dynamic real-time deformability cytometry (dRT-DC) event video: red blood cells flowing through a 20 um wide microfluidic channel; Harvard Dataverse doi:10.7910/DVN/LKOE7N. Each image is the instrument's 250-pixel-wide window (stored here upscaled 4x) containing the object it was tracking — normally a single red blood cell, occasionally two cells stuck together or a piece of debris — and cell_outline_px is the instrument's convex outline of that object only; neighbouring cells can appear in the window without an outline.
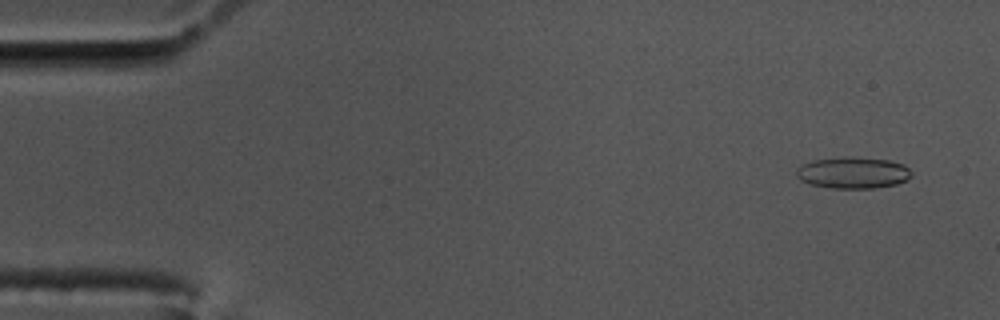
{"species": "common noctule bat (a hibernating species)", "species_latin": "Nyctalus noctula", "temperature_condition": "cold", "stored_images_in_passage": 58, "camera_frame_rate_fps": 3000, "um_per_image_px": 0.085, "animal": {"sex": "male", "body_mass_g": 17.5, "forearm_length_mm": 52.3}, "frame": {"image": 1, "passage_image": 4, "time_ms": 1.0, "image_size_px": [1000, 320], "cell_outline_px": [[912, 176], [896, 184], [872, 188], [828, 188], [812, 184], [800, 180], [796, 176], [796, 168], [812, 160], [852, 156], [888, 160], [904, 164], [912, 172]], "centroid_in_image_um": [72.49, 14.67], "position_along_channel_um": 12.5, "area_um2": 21.1}}
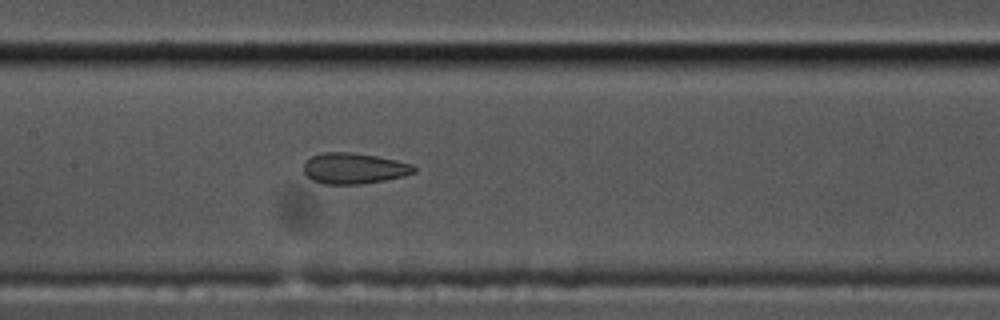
{"frame": {"image": 2, "passage_image": 28, "time_ms": 9.0, "image_size_px": [1000, 320], "cell_outline_px": [[416, 172], [404, 176], [384, 180], [360, 184], [324, 184], [312, 180], [304, 172], [304, 160], [312, 156], [324, 152], [348, 152], [376, 156], [396, 160], [412, 164], [416, 168]], "centroid_in_image_um": [30.08, 14.31], "position_along_channel_um": 177.3, "area_um2": 19.83}}
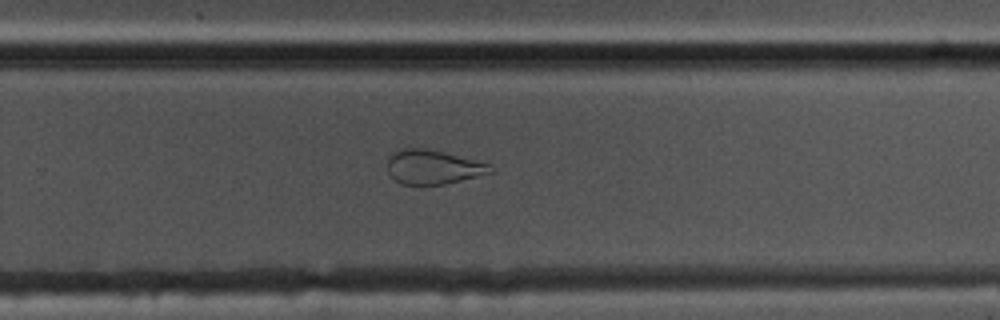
{"frame": {"image": 3, "passage_image": 38, "time_ms": 12.333, "image_size_px": [1000, 320], "cell_outline_px": [[496, 172], [444, 184], [400, 184], [388, 172], [388, 160], [392, 152], [396, 148], [428, 148], [492, 164]], "centroid_in_image_um": [36.84, 14.18], "position_along_channel_um": 293.0, "area_um2": 20.75}, "authors_computed_cell_mechanics": {"area_um2": 20.8658, "velocity_mm_per_s": 3.4802, "shape_relaxation_time_tau1_ms": null, "shape_relaxation_time_tau2_ms": 1.9049, "deformation_change_tau1": null, "deformation_change_tau2": 0.0907}}